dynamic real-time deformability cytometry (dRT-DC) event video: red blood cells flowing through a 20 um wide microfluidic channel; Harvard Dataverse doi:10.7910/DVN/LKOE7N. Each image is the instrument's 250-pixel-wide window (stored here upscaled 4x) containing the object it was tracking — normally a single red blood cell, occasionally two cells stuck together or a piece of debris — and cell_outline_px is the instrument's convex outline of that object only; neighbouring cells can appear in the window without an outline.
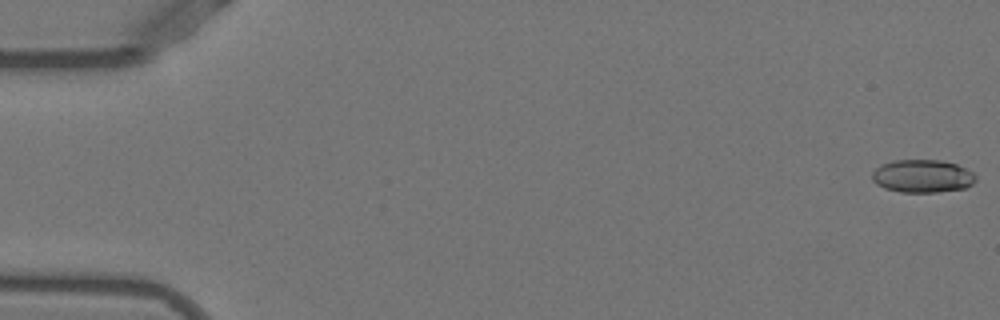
{"species": "Egyptian fruit bat (a non-hibernating species)", "species_latin": "Rousettus aegyptiacus", "temperature_condition": "warm", "stored_images_in_passage": 20, "camera_frame_rate_fps": 3000, "um_per_image_px": 0.085, "animal": {"sex": "female"}, "frame": {"image": 1, "passage_image": 1, "time_ms": 0.0, "image_size_px": [1000, 320], "cell_outline_px": [[976, 180], [972, 184], [964, 188], [936, 192], [900, 192], [884, 188], [876, 184], [872, 180], [872, 172], [880, 164], [892, 160], [940, 160], [956, 164], [972, 172], [976, 176]], "centroid_in_image_um": [78.37, 14.96], "position_along_channel_um": 6.6, "area_um2": 19.94}}
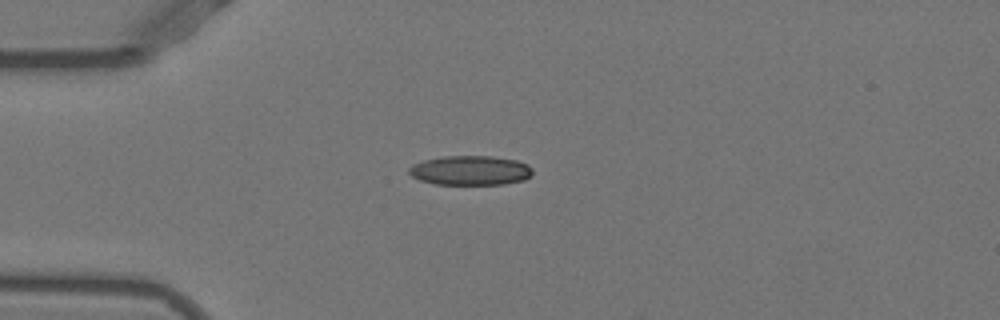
{"frame": {"image": 2, "passage_image": 14, "time_ms": 4.333, "image_size_px": [1000, 320], "cell_outline_px": [[532, 176], [524, 180], [504, 184], [436, 184], [420, 180], [412, 176], [408, 172], [408, 168], [412, 164], [424, 160], [444, 156], [492, 156], [516, 160], [528, 164], [532, 168]], "centroid_in_image_um": [39.99, 14.48], "position_along_channel_um": 45.0, "area_um2": 21.33}}
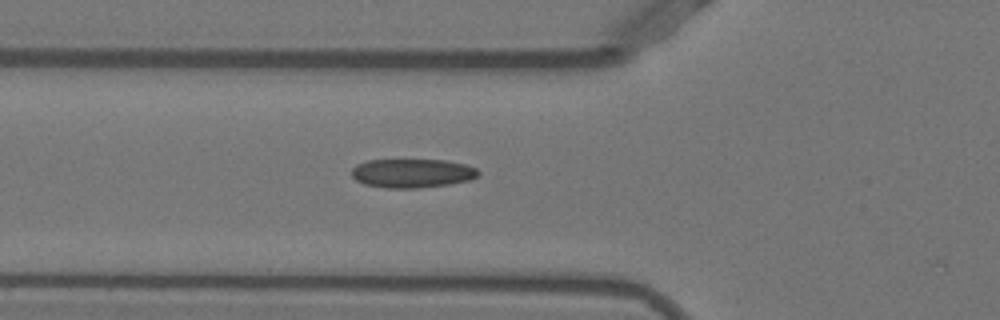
{"frame": {"image": 3, "passage_image": 19, "time_ms": 6.0, "image_size_px": [1000, 320], "cell_outline_px": [[480, 172], [476, 176], [468, 180], [448, 184], [416, 188], [384, 188], [364, 184], [356, 180], [352, 176], [352, 168], [356, 164], [368, 160], [444, 160], [464, 164], [476, 168]], "centroid_in_image_um": [34.99, 14.72], "position_along_channel_um": 90.8, "area_um2": 21.21}}